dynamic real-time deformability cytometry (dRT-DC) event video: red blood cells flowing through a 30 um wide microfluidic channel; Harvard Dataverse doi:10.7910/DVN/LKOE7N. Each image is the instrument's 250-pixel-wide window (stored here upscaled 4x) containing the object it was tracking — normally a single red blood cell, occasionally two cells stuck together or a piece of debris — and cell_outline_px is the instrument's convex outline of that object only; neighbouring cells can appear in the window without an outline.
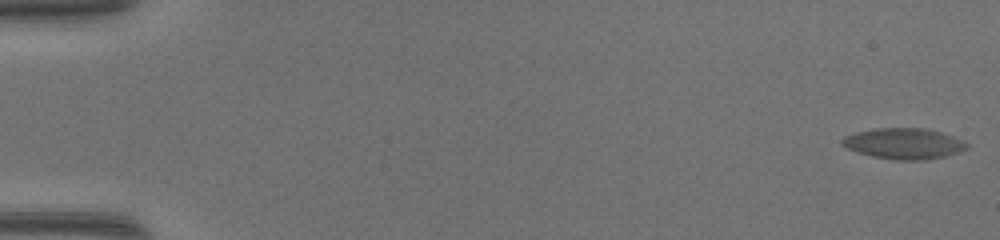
{"species": "common noctule bat (a hibernating species)", "species_latin": "Nyctalus noctula", "temperature_condition": "warm", "stored_images_in_passage": 50, "camera_frame_rate_fps": 3000, "um_per_image_px": 0.085, "animal": {"sex": "female", "body_mass_g": 17.0, "forearm_length_mm": 48.0}, "frame": {"image": 1, "passage_image": 1, "time_ms": 0.0, "image_size_px": [1000, 240], "cell_outline_px": [[968, 148], [960, 152], [928, 160], [896, 160], [872, 156], [856, 152], [840, 144], [840, 140], [844, 136], [856, 132], [876, 128], [924, 128], [940, 132], [952, 136], [968, 144]], "centroid_in_image_um": [76.8, 12.21], "position_along_channel_um": 8.2, "area_um2": 22.43}}
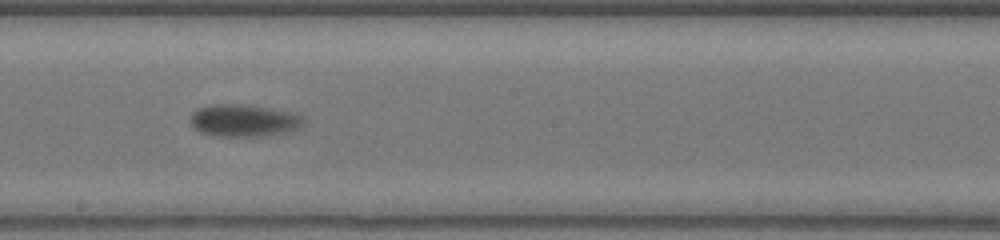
{"frame": {"image": 2, "passage_image": 29, "time_ms": 9.333, "image_size_px": [1000, 240], "cell_outline_px": [[304, 124], [296, 128], [284, 132], [260, 136], [212, 136], [200, 132], [188, 120], [192, 112], [196, 108], [208, 104], [244, 104], [272, 108], [288, 112], [300, 116], [304, 120]], "centroid_in_image_um": [20.63, 10.23], "position_along_channel_um": 227.6, "area_um2": 21.27}}
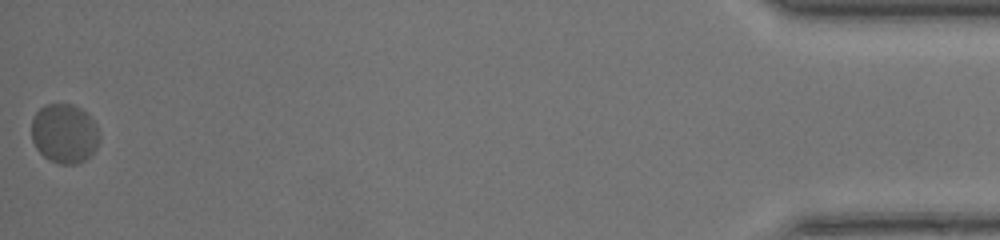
{"frame": {"image": 3, "passage_image": 50, "time_ms": 16.333, "image_size_px": [1000, 240], "cell_outline_px": [[100, 140], [96, 148], [84, 160], [76, 164], [60, 164], [48, 160], [36, 148], [32, 140], [32, 120], [36, 112], [44, 104], [72, 104], [80, 108], [96, 124], [100, 136]], "centroid_in_image_um": [5.46, 11.35], "position_along_channel_um": 429.7, "area_um2": 23.47}, "authors_computed_cell_mechanics": {"area_um2": 21.3571, "velocity_mm_per_s": 4.239, "shape_relaxation_time_tau1_ms": 2.4199, "shape_relaxation_time_tau2_ms": null, "deformation_change_tau1": 0.1298, "deformation_change_tau2": null}}